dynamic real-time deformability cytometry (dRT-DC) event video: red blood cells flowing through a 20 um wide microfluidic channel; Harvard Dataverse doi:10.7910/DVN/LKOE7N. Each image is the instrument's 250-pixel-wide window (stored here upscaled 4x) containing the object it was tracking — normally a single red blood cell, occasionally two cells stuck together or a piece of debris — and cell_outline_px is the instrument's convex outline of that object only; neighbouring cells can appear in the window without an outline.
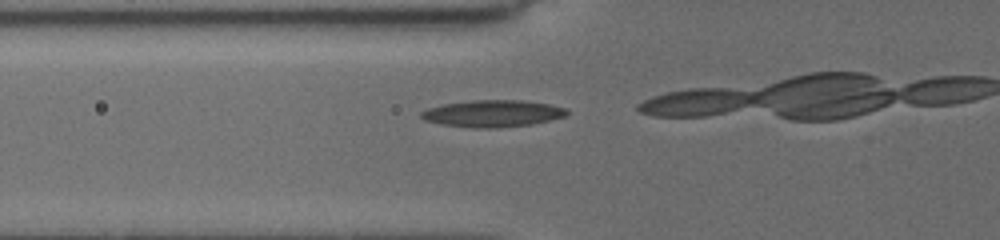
{"species": "common noctule bat (a hibernating species)", "species_latin": "Nyctalus noctula", "temperature_condition": "cold", "stored_images_in_passage": 9, "camera_frame_rate_fps": 3000, "um_per_image_px": 0.085, "animal": {"sex": "female", "body_mass_g": 19.5, "forearm_length_mm": 54.1}, "frame": {"image": 1, "passage_image": 6, "time_ms": 1.0, "image_size_px": [1000, 240], "cell_outline_px": [[568, 112], [564, 116], [532, 124], [496, 128], [472, 128], [440, 124], [424, 120], [420, 116], [420, 112], [428, 108], [440, 104], [472, 100], [520, 100], [548, 104], [564, 108]], "centroid_in_image_um": [41.79, 9.65], "position_along_channel_um": 84.0, "area_um2": 22.77}}